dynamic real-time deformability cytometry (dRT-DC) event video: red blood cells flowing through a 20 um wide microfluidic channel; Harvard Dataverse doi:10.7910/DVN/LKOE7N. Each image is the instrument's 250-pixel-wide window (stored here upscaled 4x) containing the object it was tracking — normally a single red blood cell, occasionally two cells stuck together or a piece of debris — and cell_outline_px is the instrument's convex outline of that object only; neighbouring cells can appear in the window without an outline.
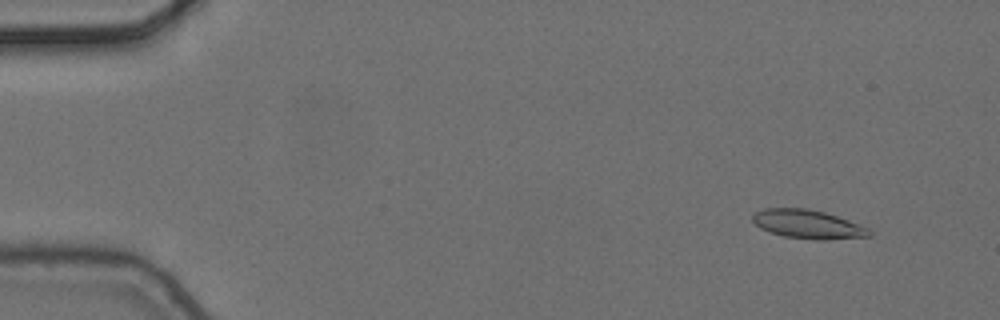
{"species": "common noctule bat (a hibernating species)", "species_latin": "Nyctalus noctula", "temperature_condition": "cold", "stored_images_in_passage": 5, "camera_frame_rate_fps": 3000, "um_per_image_px": 0.085, "animal": {"sex": "female", "body_mass_g": 24.6, "forearm_length_mm": 56.2}, "frame": {"image": 1, "passage_image": 2, "time_ms": 0.333, "image_size_px": [1000, 320], "cell_outline_px": [[872, 236], [824, 240], [784, 236], [768, 232], [760, 228], [752, 220], [752, 216], [756, 212], [764, 208], [808, 208], [824, 212], [848, 220], [868, 228], [872, 232]], "centroid_in_image_um": [68.66, 19.06], "position_along_channel_um": 16.3, "area_um2": 19.42}}
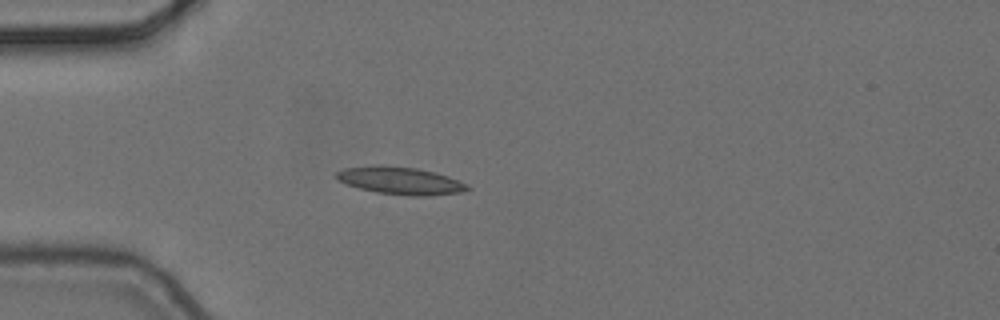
{"frame": {"image": 2, "passage_image": 5, "time_ms": 1.333, "image_size_px": [1000, 320], "cell_outline_px": [[472, 188], [460, 192], [428, 196], [412, 196], [376, 192], [360, 188], [348, 184], [340, 180], [336, 176], [336, 172], [344, 168], [372, 164], [384, 164], [416, 168], [448, 176], [468, 184]], "centroid_in_image_um": [34.03, 15.34], "position_along_channel_um": 51.0, "area_um2": 21.04}}